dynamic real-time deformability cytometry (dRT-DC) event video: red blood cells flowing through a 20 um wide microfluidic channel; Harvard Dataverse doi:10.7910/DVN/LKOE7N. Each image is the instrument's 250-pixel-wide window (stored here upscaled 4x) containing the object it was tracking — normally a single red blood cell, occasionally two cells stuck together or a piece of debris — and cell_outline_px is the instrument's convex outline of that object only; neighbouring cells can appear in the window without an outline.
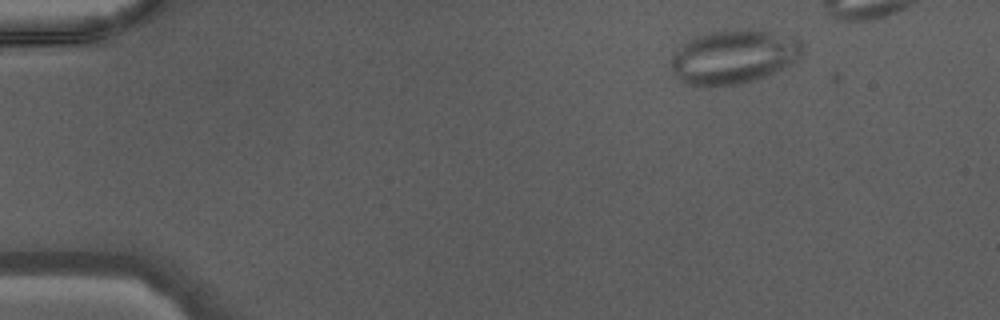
{"species": "Egyptian fruit bat (a non-hibernating species)", "species_latin": "Rousettus aegyptiacus", "temperature_condition": "warm", "stored_images_in_passage": 35, "camera_frame_rate_fps": 3000, "um_per_image_px": 0.085, "animal": {"sex": "male"}, "frame": {"image": 1, "passage_image": 1, "time_ms": 0.0, "image_size_px": [1000, 320], "cell_outline_px": [[804, 52], [800, 56], [784, 68], [764, 76], [752, 80], [736, 84], [688, 84], [680, 80], [672, 72], [672, 56], [684, 44], [696, 36], [712, 32], [768, 32], [796, 36], [800, 40], [804, 48]], "centroid_in_image_um": [62.41, 4.84], "position_along_channel_um": 22.6, "area_um2": 39.71}}
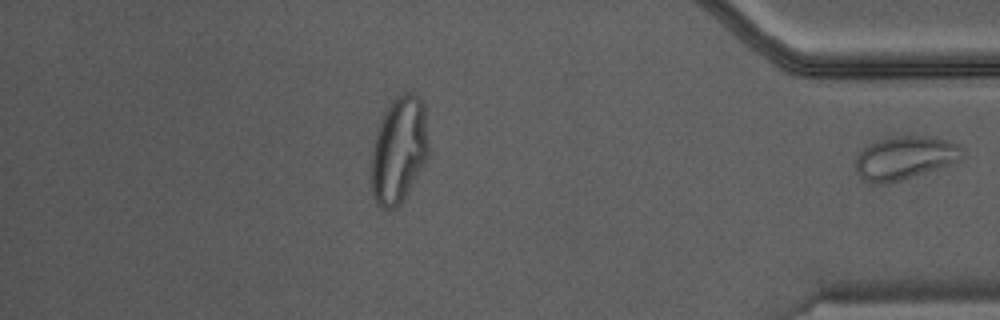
{"frame": {"image": 2, "passage_image": 35, "time_ms": 11.333, "image_size_px": [1000, 320], "cell_outline_px": [[964, 156], [956, 164], [900, 180], [884, 184], [872, 184], [864, 180], [856, 172], [852, 164], [856, 156], [868, 144], [884, 136], [920, 136], [944, 140], [956, 144], [960, 148]], "centroid_in_image_um": [76.85, 13.43], "position_along_channel_um": 358.3, "area_um2": 27.34}}